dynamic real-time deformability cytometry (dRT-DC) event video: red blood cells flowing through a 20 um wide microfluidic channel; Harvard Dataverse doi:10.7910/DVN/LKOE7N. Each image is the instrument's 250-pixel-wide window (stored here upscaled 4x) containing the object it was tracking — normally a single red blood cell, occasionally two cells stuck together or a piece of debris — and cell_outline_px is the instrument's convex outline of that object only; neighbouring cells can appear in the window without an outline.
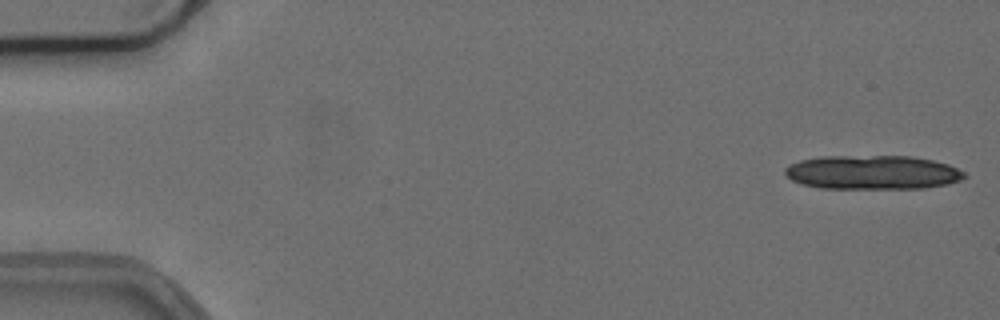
{"species": "common noctule bat (a hibernating species)", "species_latin": "Nyctalus noctula", "temperature_condition": "cold", "stored_images_in_passage": 14, "camera_frame_rate_fps": 3000, "um_per_image_px": 0.085, "animal": {"sex": "female", "body_mass_g": 24.6, "forearm_length_mm": 56.2}, "frame": {"image": 1, "passage_image": 1, "time_ms": 0.0, "image_size_px": [1000, 320], "cell_outline_px": [[968, 176], [960, 180], [948, 184], [924, 188], [820, 188], [804, 184], [792, 180], [784, 172], [784, 168], [788, 164], [800, 160], [820, 156], [912, 156], [932, 160], [948, 164], [964, 172]], "centroid_in_image_um": [74.16, 14.64], "position_along_channel_um": 10.8, "area_um2": 35.66}}